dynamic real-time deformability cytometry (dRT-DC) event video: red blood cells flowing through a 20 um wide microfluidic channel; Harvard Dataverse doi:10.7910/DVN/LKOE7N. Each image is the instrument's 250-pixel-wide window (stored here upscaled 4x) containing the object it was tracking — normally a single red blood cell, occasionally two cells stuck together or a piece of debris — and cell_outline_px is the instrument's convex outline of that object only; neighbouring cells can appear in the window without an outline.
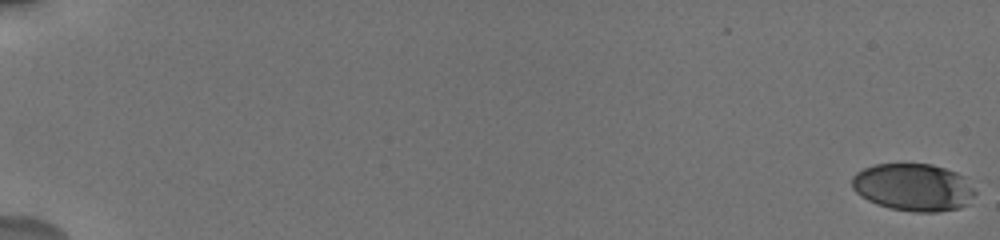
{"species": "human", "species_latin": "Homo sapiens", "temperature_condition": "cold", "stored_images_in_passage": 64, "camera_frame_rate_fps": 3000, "um_per_image_px": 0.085, "donor": {"sex": "male"}, "frame": {"image": 1, "passage_image": 1, "time_ms": 0.0, "image_size_px": [1000, 240], "cell_outline_px": [[976, 192], [968, 204], [960, 208], [936, 212], [916, 212], [892, 208], [876, 204], [868, 200], [856, 192], [852, 188], [852, 176], [856, 172], [864, 168], [876, 164], [932, 164], [956, 172], [964, 176]], "centroid_in_image_um": [77.64, 15.91], "position_along_channel_um": 7.4, "area_um2": 34.04}}
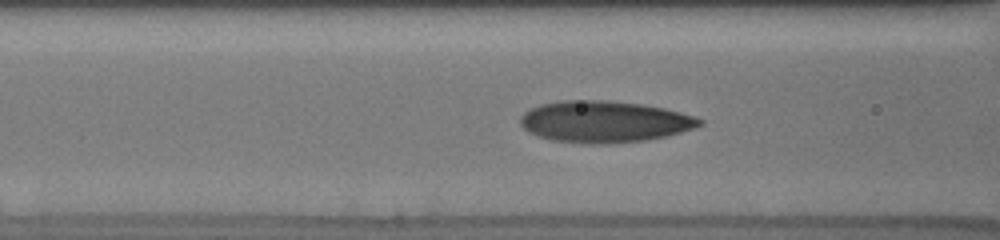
{"frame": {"image": 2, "passage_image": 29, "time_ms": 8.667, "image_size_px": [1000, 240], "cell_outline_px": [[704, 124], [696, 128], [668, 136], [644, 140], [608, 144], [588, 144], [552, 140], [528, 132], [520, 124], [520, 116], [528, 108], [540, 104], [564, 100], [608, 100], [640, 104], [664, 108], [696, 116], [704, 120]], "centroid_in_image_um": [51.39, 10.34], "position_along_channel_um": 115.2, "area_um2": 43.75}}
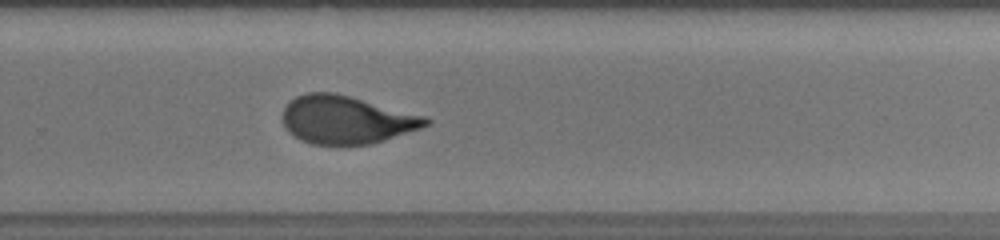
{"frame": {"image": 3, "passage_image": 44, "time_ms": 13.667, "image_size_px": [1000, 240], "cell_outline_px": [[432, 120], [428, 124], [420, 128], [372, 144], [312, 144], [300, 140], [288, 132], [280, 116], [284, 108], [296, 96], [308, 92], [336, 92], [428, 116]], "centroid_in_image_um": [29.44, 10.16], "position_along_channel_um": 300.4, "area_um2": 40.29}, "authors_computed_cell_mechanics": {"area_um2": 39.6508, "velocity_mm_per_s": 3.7159, "shape_relaxation_time_tau1_ms": 4.8691, "shape_relaxation_time_tau2_ms": 0.9475, "deformation_change_tau1": 0.1855, "deformation_change_tau2": 0.0746}}